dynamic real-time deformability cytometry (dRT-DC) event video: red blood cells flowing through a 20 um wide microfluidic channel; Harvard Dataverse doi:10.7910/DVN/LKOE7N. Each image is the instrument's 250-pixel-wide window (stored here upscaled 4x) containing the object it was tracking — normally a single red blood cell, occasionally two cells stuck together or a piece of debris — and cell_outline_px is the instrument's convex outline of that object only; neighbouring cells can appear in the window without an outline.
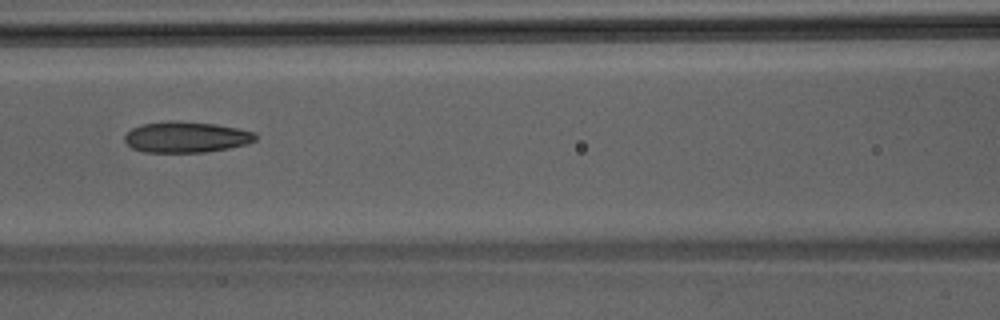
{"species": "Egyptian fruit bat (a non-hibernating species)", "species_latin": "Rousettus aegyptiacus", "temperature_condition": "room temperature", "stored_images_in_passage": 38, "camera_frame_rate_fps": 3000, "um_per_image_px": 0.085, "animal": {"sex": "male"}, "frame": {"image": 1, "passage_image": 12, "time_ms": 3.667, "image_size_px": [1000, 320], "cell_outline_px": [[256, 140], [248, 144], [228, 148], [204, 152], [144, 152], [132, 148], [124, 140], [124, 136], [132, 128], [140, 124], [168, 120], [176, 120], [216, 124], [236, 128], [252, 132], [256, 136]], "centroid_in_image_um": [15.79, 11.64], "position_along_channel_um": 150.8, "area_um2": 23.64}}
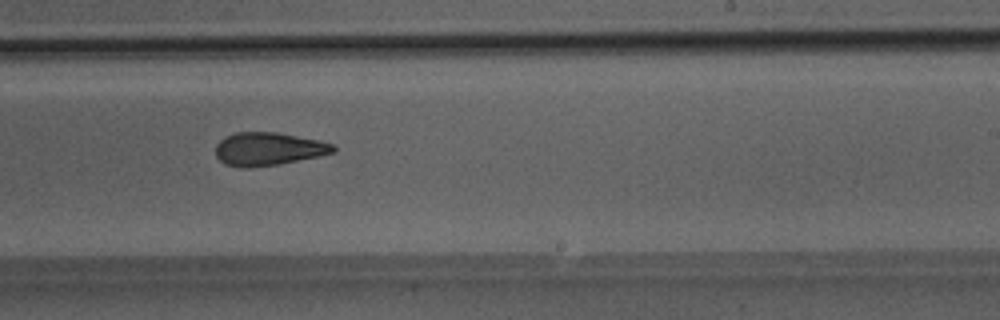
{"frame": {"image": 2, "passage_image": 20, "time_ms": 6.333, "image_size_px": [1000, 320], "cell_outline_px": [[336, 152], [320, 156], [276, 164], [248, 168], [240, 168], [224, 164], [216, 156], [216, 144], [224, 136], [236, 132], [276, 132], [320, 140], [332, 144], [336, 148]], "centroid_in_image_um": [22.79, 12.66], "position_along_channel_um": 266.2, "area_um2": 22.77}}
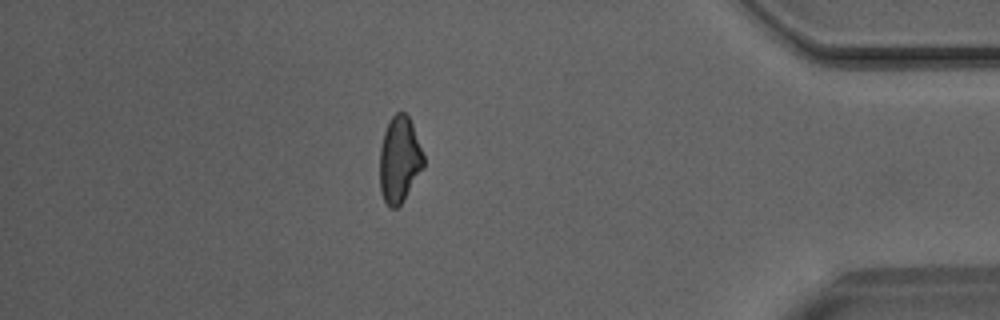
{"frame": {"image": 3, "passage_image": 32, "time_ms": 10.333, "image_size_px": [1000, 320], "cell_outline_px": [[424, 168], [404, 200], [396, 208], [388, 208], [380, 192], [380, 148], [384, 132], [392, 116], [396, 112], [404, 112], [408, 116], [412, 124], [424, 156]], "centroid_in_image_um": [33.95, 13.6], "position_along_channel_um": 401.2, "area_um2": 22.08}}